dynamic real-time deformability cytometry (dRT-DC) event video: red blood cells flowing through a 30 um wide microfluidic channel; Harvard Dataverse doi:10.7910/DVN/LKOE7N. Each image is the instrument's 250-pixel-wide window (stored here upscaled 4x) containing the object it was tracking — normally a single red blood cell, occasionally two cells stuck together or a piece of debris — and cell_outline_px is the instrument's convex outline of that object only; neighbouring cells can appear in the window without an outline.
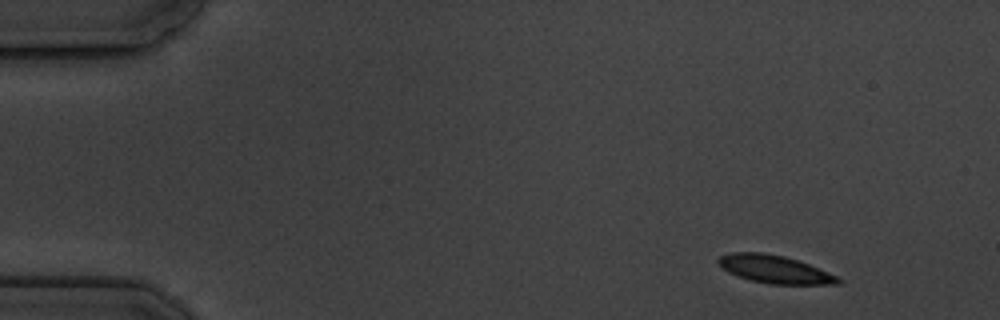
{"species": "common noctule bat (a hibernating species)", "species_latin": "Nyctalus noctula", "temperature_condition": "cold", "stored_images_in_passage": 6, "camera_frame_rate_fps": 3000, "um_per_image_px": 0.085, "animal": {"sex": "male", "body_mass_g": 19.5, "forearm_length_mm": 54.6}, "frame": {"image": 1, "passage_image": 1, "time_ms": 0.0, "image_size_px": [1000, 320], "cell_outline_px": [[844, 280], [840, 284], [768, 284], [736, 276], [720, 268], [716, 260], [720, 256], [732, 252], [764, 252], [784, 256], [808, 264], [840, 276]], "centroid_in_image_um": [65.85, 22.89], "position_along_channel_um": 19.2, "area_um2": 19.71}}
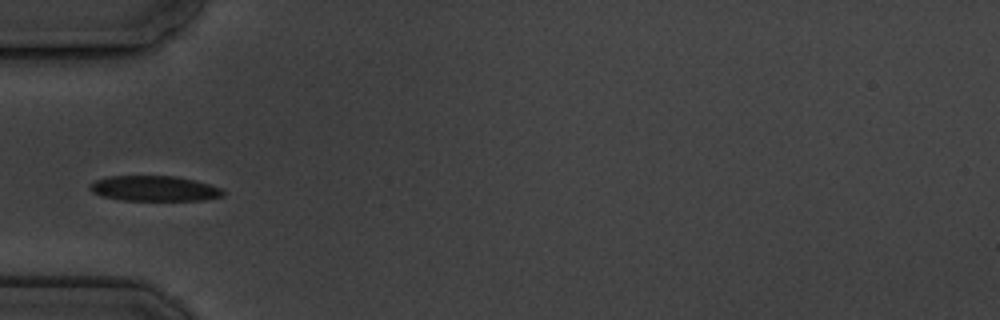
{"frame": {"image": 2, "passage_image": 4, "time_ms": 4.333, "image_size_px": [1000, 320], "cell_outline_px": [[224, 196], [204, 200], [120, 200], [100, 196], [92, 192], [88, 188], [88, 184], [96, 180], [108, 176], [176, 176], [196, 180], [220, 188], [224, 192]], "centroid_in_image_um": [13.08, 16.02], "position_along_channel_um": 71.9, "area_um2": 19.77}}